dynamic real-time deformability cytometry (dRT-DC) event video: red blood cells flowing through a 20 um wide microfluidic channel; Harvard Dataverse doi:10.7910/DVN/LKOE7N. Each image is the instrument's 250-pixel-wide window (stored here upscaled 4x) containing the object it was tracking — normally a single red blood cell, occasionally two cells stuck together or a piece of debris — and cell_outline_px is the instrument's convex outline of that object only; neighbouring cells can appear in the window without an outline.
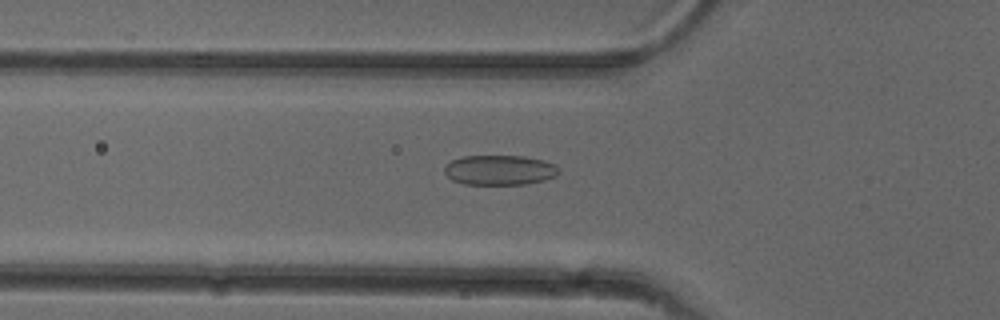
{"species": "common noctule bat (a hibernating species)", "species_latin": "Nyctalus noctula", "temperature_condition": "cold", "stored_images_in_passage": 48, "camera_frame_rate_fps": 3000, "um_per_image_px": 0.085, "animal": {"sex": "female"}, "frame": {"image": 1, "passage_image": 14, "time_ms": 4.333, "image_size_px": [1000, 320], "cell_outline_px": [[560, 172], [556, 176], [544, 180], [528, 184], [464, 184], [452, 180], [444, 172], [444, 168], [452, 160], [464, 156], [524, 156], [544, 160], [556, 164], [560, 168]], "centroid_in_image_um": [42.52, 14.45], "position_along_channel_um": 83.3, "area_um2": 20.06}}
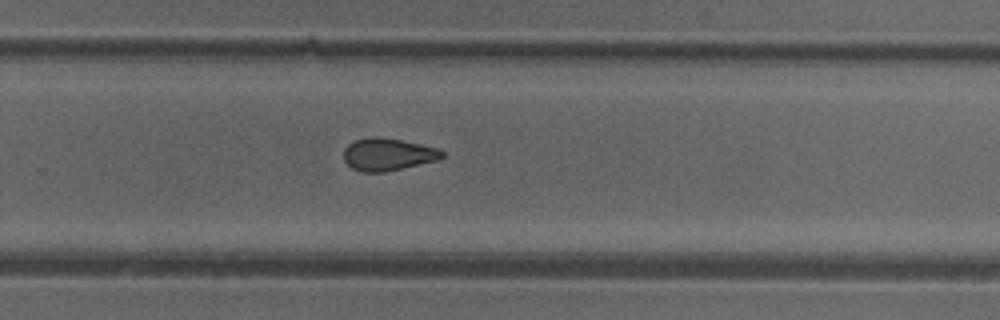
{"frame": {"image": 2, "passage_image": 30, "time_ms": 9.667, "image_size_px": [1000, 320], "cell_outline_px": [[444, 156], [436, 160], [384, 172], [360, 172], [352, 168], [344, 160], [344, 148], [348, 144], [356, 140], [372, 136], [376, 136], [400, 140], [420, 144], [436, 148], [444, 152]], "centroid_in_image_um": [32.92, 13.12], "position_along_channel_um": 296.9, "area_um2": 18.32}}
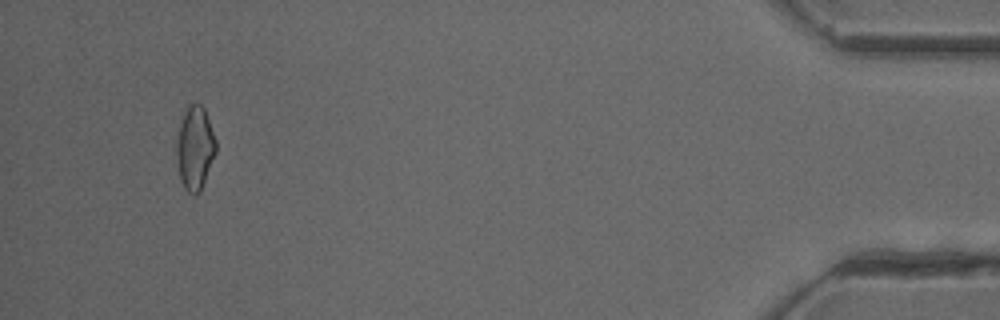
{"frame": {"image": 3, "passage_image": 45, "time_ms": 14.667, "image_size_px": [1000, 320], "cell_outline_px": [[216, 152], [200, 192], [188, 192], [184, 188], [180, 180], [176, 156], [176, 144], [180, 124], [184, 112], [188, 104], [200, 104], [204, 108], [216, 140]], "centroid_in_image_um": [16.56, 12.57], "position_along_channel_um": 418.6, "area_um2": 18.96}, "authors_computed_cell_mechanics": {"area_um2": 19.2474, "velocity_mm_per_s": 3.9827, "shape_relaxation_time_tau1_ms": null, "shape_relaxation_time_tau2_ms": 2.416, "deformation_change_tau1": null, "deformation_change_tau2": 0.0826}}